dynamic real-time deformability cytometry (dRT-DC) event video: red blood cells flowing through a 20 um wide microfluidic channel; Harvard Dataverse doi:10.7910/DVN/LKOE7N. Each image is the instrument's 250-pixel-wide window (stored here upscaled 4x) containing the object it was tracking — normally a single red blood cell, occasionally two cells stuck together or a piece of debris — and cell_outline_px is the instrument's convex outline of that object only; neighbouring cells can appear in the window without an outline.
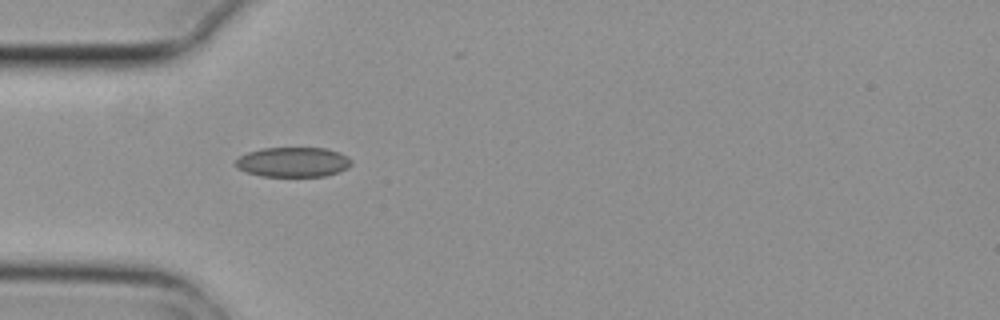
{"species": "common noctule bat (a hibernating species)", "species_latin": "Nyctalus noctula", "temperature_condition": "cold", "stored_images_in_passage": 9, "camera_frame_rate_fps": 3000, "um_per_image_px": 0.085, "animal": {"sex": "female", "body_mass_g": 29.2, "forearm_length_mm": 56.3}, "frame": {"image": 1, "passage_image": 6, "time_ms": 1.667, "image_size_px": [1000, 320], "cell_outline_px": [[352, 164], [348, 168], [324, 176], [260, 176], [236, 168], [236, 160], [240, 156], [248, 152], [260, 148], [328, 148], [340, 152], [348, 156], [352, 160]], "centroid_in_image_um": [24.93, 13.76], "position_along_channel_um": 60.1, "area_um2": 20.17}}
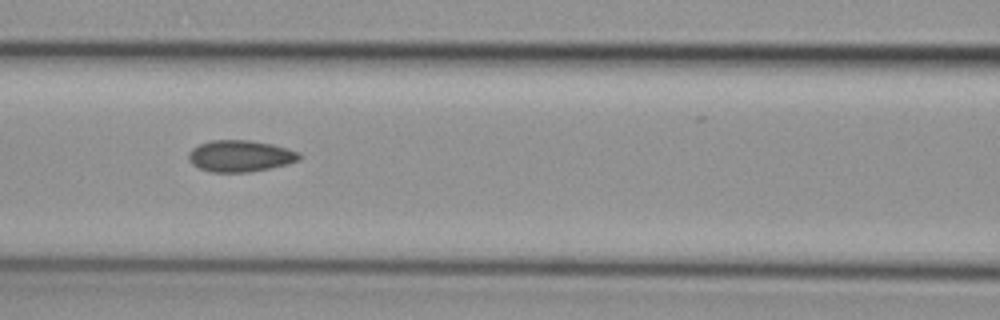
{"frame": {"image": 2, "passage_image": 8, "time_ms": 2.333, "image_size_px": [1000, 320], "cell_outline_px": [[304, 156], [300, 160], [288, 164], [248, 172], [212, 172], [200, 168], [192, 164], [188, 160], [188, 152], [192, 148], [208, 140], [248, 140], [272, 144], [288, 148], [300, 152]], "centroid_in_image_um": [20.44, 13.25], "position_along_channel_um": 146.2, "area_um2": 20.52}}
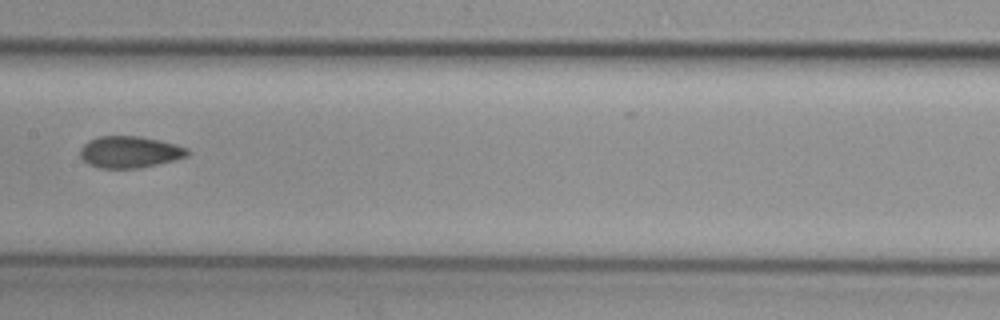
{"frame": {"image": 3, "passage_image": 9, "time_ms": 2.667, "image_size_px": [1000, 320], "cell_outline_px": [[188, 156], [176, 160], [140, 168], [96, 168], [88, 164], [80, 156], [80, 148], [88, 140], [100, 136], [140, 136], [160, 140], [176, 144], [188, 148]], "centroid_in_image_um": [11.03, 12.92], "position_along_channel_um": 196.4, "area_um2": 20.0}}